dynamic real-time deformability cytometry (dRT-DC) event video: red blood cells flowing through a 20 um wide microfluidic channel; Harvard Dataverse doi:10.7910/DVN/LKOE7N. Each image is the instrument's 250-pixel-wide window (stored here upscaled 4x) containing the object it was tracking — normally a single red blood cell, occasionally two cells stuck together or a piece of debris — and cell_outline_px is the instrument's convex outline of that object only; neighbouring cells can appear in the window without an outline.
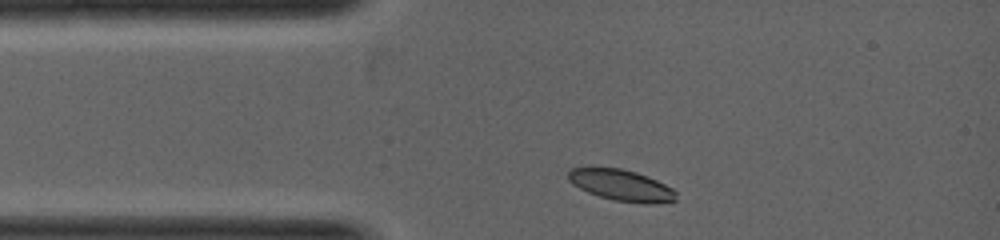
{"species": "common noctule bat (a hibernating species)", "species_latin": "Nyctalus noctula", "temperature_condition": "warm", "stored_images_in_passage": 3, "camera_frame_rate_fps": 5000, "um_per_image_px": 0.085, "animal": {"sex": "female", "body_mass_g": 19.0, "forearm_length_mm": 53.3}, "frame": {"image": 1, "passage_image": 1, "time_ms": 0.0, "image_size_px": [1000, 240], "cell_outline_px": [[676, 200], [652, 204], [644, 204], [612, 200], [588, 192], [572, 184], [568, 180], [568, 172], [572, 168], [588, 164], [620, 168], [636, 172], [648, 176], [672, 188], [676, 192]], "centroid_in_image_um": [52.74, 15.7], "position_along_channel_um": 32.3, "area_um2": 20.23}}
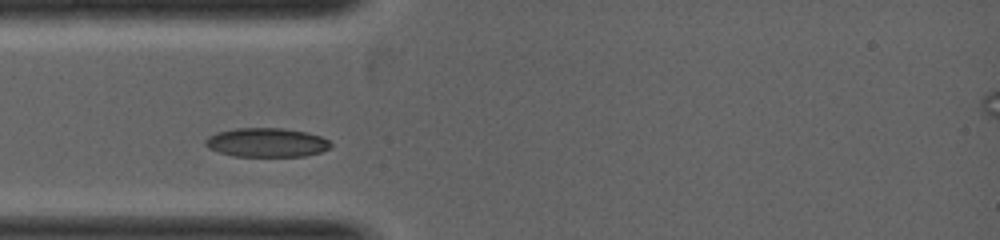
{"frame": {"image": 2, "passage_image": 2, "time_ms": 0.6, "image_size_px": [1000, 240], "cell_outline_px": [[332, 148], [320, 152], [304, 156], [232, 156], [208, 148], [204, 144], [204, 140], [208, 136], [216, 132], [236, 128], [284, 128], [308, 132], [320, 136], [328, 140], [332, 144]], "centroid_in_image_um": [22.66, 12.11], "position_along_channel_um": 62.3, "area_um2": 21.39}}
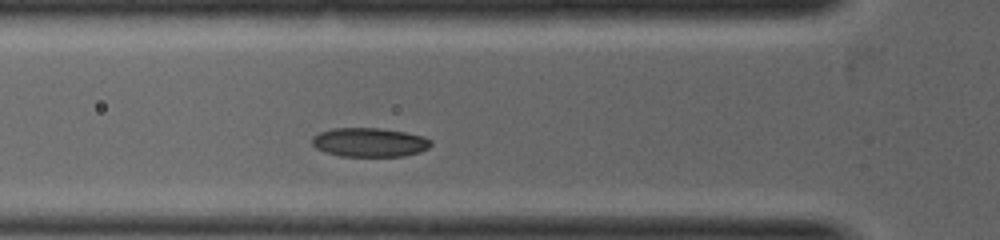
{"frame": {"image": 3, "passage_image": 3, "time_ms": 1.0, "image_size_px": [1000, 240], "cell_outline_px": [[432, 144], [428, 148], [420, 152], [404, 156], [340, 156], [324, 152], [316, 148], [312, 144], [312, 136], [320, 132], [332, 128], [380, 128], [404, 132], [424, 136], [432, 140]], "centroid_in_image_um": [31.41, 12.1], "position_along_channel_um": 94.4, "area_um2": 20.23}}